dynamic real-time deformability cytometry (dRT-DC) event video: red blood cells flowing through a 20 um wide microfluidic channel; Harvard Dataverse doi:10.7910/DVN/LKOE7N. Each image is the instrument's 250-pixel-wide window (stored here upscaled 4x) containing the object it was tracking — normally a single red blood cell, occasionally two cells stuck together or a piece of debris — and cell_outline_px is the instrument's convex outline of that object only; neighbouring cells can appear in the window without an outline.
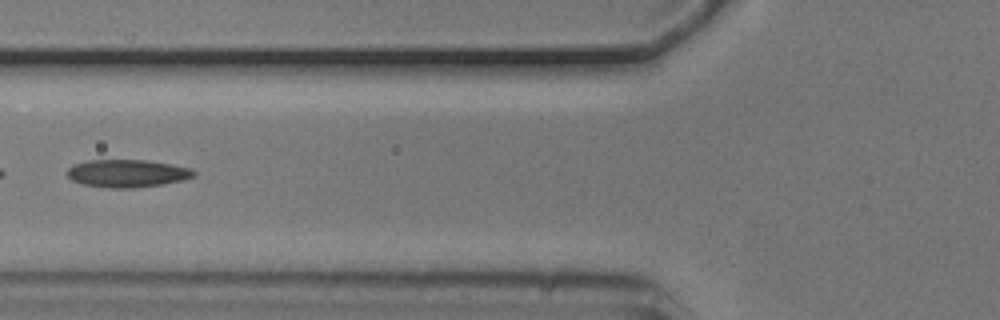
{"species": "common noctule bat (a hibernating species)", "species_latin": "Nyctalus noctula", "temperature_condition": "cold", "stored_images_in_passage": 6, "camera_frame_rate_fps": 3000, "um_per_image_px": 0.085, "animal": {"sex": "male", "body_mass_g": 20.5, "forearm_length_mm": 52.5}, "frame": {"image": 1, "passage_image": 5, "time_ms": 1.333, "image_size_px": [1000, 320], "cell_outline_px": [[196, 176], [184, 180], [164, 184], [136, 188], [112, 188], [84, 184], [72, 180], [68, 176], [68, 168], [76, 164], [88, 160], [148, 160], [192, 168], [196, 172]], "centroid_in_image_um": [10.88, 14.74], "position_along_channel_um": 114.9, "area_um2": 20.46}}
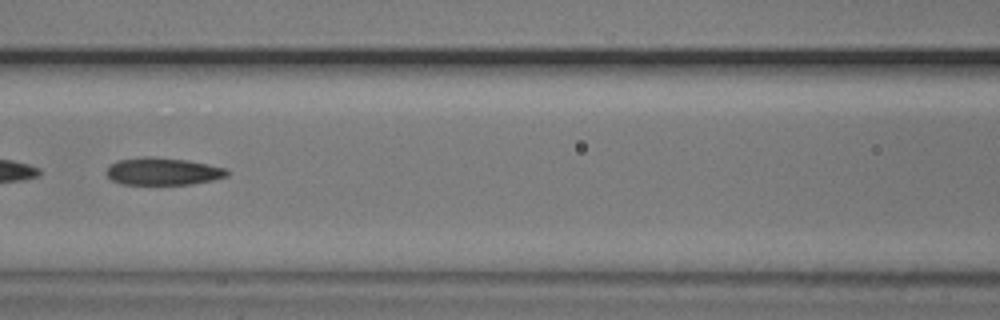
{"frame": {"image": 2, "passage_image": 6, "time_ms": 1.667, "image_size_px": [1000, 320], "cell_outline_px": [[228, 176], [212, 180], [192, 184], [120, 184], [112, 180], [104, 172], [108, 164], [116, 160], [144, 156], [152, 156], [188, 160], [228, 168]], "centroid_in_image_um": [13.81, 14.55], "position_along_channel_um": 152.8, "area_um2": 19.59}}